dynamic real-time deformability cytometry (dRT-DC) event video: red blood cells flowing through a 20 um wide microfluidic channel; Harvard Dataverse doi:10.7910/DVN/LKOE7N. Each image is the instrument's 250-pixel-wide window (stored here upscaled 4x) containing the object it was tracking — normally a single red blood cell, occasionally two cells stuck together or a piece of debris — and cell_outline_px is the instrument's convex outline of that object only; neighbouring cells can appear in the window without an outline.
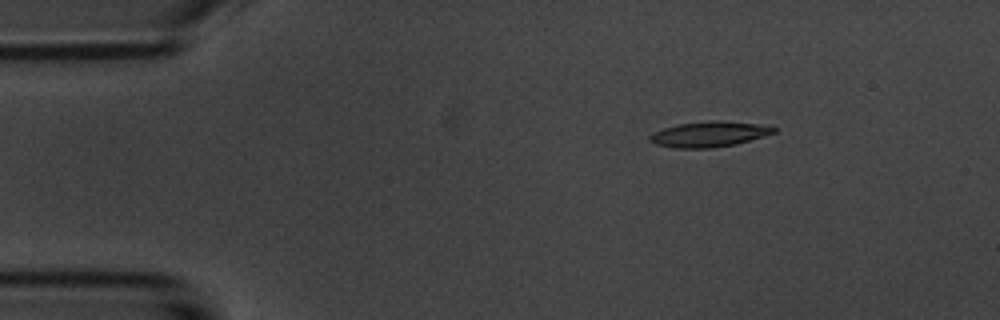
{"species": "common noctule bat (a hibernating species)", "species_latin": "Nyctalus noctula", "temperature_condition": "room temperature", "stored_images_in_passage": 4, "camera_frame_rate_fps": 3000, "um_per_image_px": 0.085, "animal": {"sex": "male", "body_mass_g": 20.1, "forearm_length_mm": 53.5}, "frame": {"image": 1, "passage_image": 2, "time_ms": 2.0, "image_size_px": [1000, 320], "cell_outline_px": [[780, 128], [776, 132], [764, 136], [736, 144], [712, 148], [676, 148], [656, 144], [648, 140], [648, 136], [664, 128], [676, 124], [708, 120], [720, 120], [760, 124]], "centroid_in_image_um": [60.31, 11.39], "position_along_channel_um": 24.7, "area_um2": 18.55}}